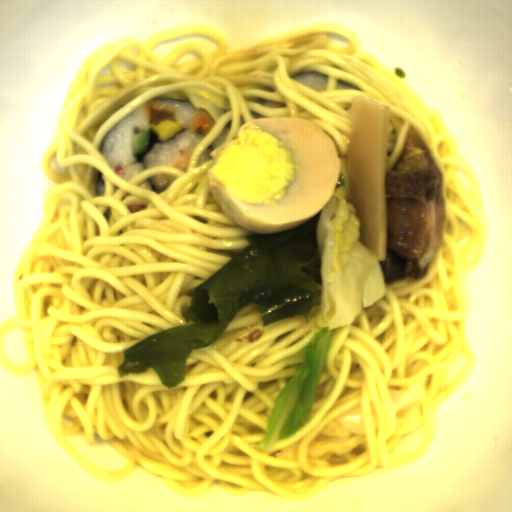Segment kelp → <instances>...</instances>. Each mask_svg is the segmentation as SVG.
Instances as JSON below:
<instances>
[{"label":"kelp","mask_w":512,"mask_h":512,"mask_svg":"<svg viewBox=\"0 0 512 512\" xmlns=\"http://www.w3.org/2000/svg\"><path fill=\"white\" fill-rule=\"evenodd\" d=\"M315 217L281 233L248 236V245L198 285L185 324L146 337L123 351L119 379L153 368L162 384L176 389L186 380L192 349L216 342L240 309L257 304L263 328L297 314L308 322L319 303L321 254Z\"/></svg>","instance_id":"kelp-1"}]
</instances>
